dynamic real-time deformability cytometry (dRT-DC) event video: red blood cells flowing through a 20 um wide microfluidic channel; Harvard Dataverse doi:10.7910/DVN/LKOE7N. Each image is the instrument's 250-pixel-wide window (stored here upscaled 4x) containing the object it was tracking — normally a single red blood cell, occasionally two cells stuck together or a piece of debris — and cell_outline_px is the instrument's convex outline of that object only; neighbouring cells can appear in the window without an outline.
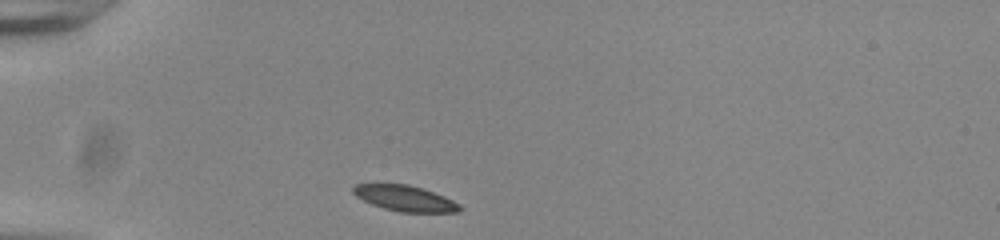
{"species": "common noctule bat (a hibernating species)", "species_latin": "Nyctalus noctula", "temperature_condition": "room temperature", "stored_images_in_passage": 32, "camera_frame_rate_fps": 3000, "um_per_image_px": 0.085, "animal": {"sex": "male", "body_mass_g": 20.0, "forearm_length_mm": 53.3}, "frame": {"image": 1, "passage_image": 1, "time_ms": 0.0, "image_size_px": [1000, 240], "cell_outline_px": [[464, 208], [460, 212], [400, 212], [384, 208], [372, 204], [356, 196], [352, 192], [352, 188], [356, 184], [408, 184], [444, 196], [460, 204]], "centroid_in_image_um": [34.45, 16.86], "position_along_channel_um": 50.6, "area_um2": 15.84}}
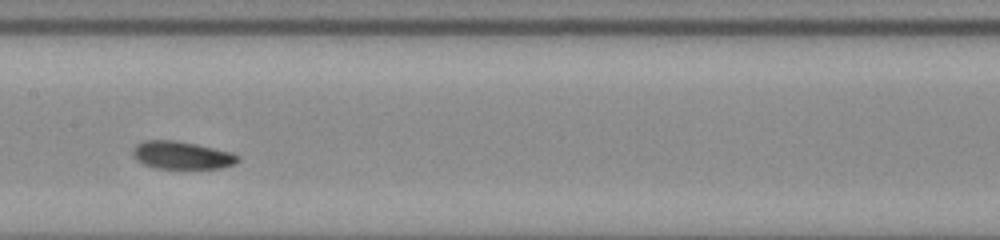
{"frame": {"image": 2, "passage_image": 14, "time_ms": 4.333, "image_size_px": [1000, 240], "cell_outline_px": [[240, 160], [236, 164], [224, 168], [156, 168], [144, 164], [136, 160], [132, 152], [132, 148], [136, 144], [144, 140], [176, 140], [196, 144], [232, 152], [240, 156]], "centroid_in_image_um": [15.47, 13.19], "position_along_channel_um": 191.9, "area_um2": 17.17}}
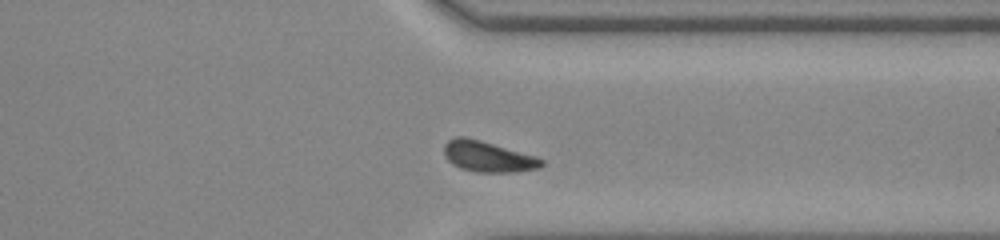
{"frame": {"image": 3, "passage_image": 28, "time_ms": 9.0, "image_size_px": [1000, 240], "cell_outline_px": [[544, 164], [540, 168], [516, 172], [476, 172], [460, 168], [452, 164], [444, 156], [444, 144], [452, 136], [464, 136], [480, 140], [536, 156], [544, 160]], "centroid_in_image_um": [41.46, 13.31], "position_along_channel_um": 369.9, "area_um2": 17.63}, "authors_computed_cell_mechanics": {"area_um2": 16.9354, "velocity_mm_per_s": 3.8138, "shape_relaxation_time_tau1_ms": 3.2151, "shape_relaxation_time_tau2_ms": 3.2225, "deformation_change_tau1": 0.0891, "deformation_change_tau2": 0.0895}}